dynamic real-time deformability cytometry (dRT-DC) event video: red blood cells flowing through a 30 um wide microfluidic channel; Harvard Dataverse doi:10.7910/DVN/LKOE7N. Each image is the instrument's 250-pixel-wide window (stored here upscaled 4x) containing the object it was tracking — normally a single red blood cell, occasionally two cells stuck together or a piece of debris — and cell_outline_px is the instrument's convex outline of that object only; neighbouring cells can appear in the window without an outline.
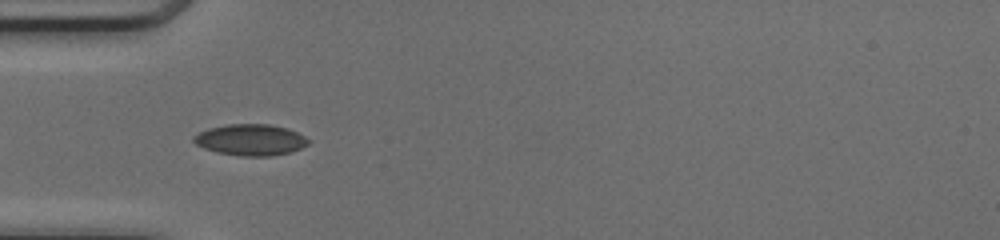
{"species": "common noctule bat (a hibernating species)", "species_latin": "Nyctalus noctula", "temperature_condition": "cold", "stored_images_in_passage": 16, "camera_frame_rate_fps": 3000, "um_per_image_px": 0.085, "animal": {"sex": "female", "body_mass_g": 17.0, "forearm_length_mm": 48.0}, "frame": {"image": 1, "passage_image": 3, "time_ms": 0.667, "image_size_px": [1000, 240], "cell_outline_px": [[312, 140], [308, 144], [292, 152], [272, 156], [240, 156], [216, 152], [204, 148], [196, 144], [192, 140], [192, 136], [208, 128], [228, 124], [268, 124], [288, 128]], "centroid_in_image_um": [21.3, 11.89], "position_along_channel_um": 63.7, "area_um2": 21.04}}
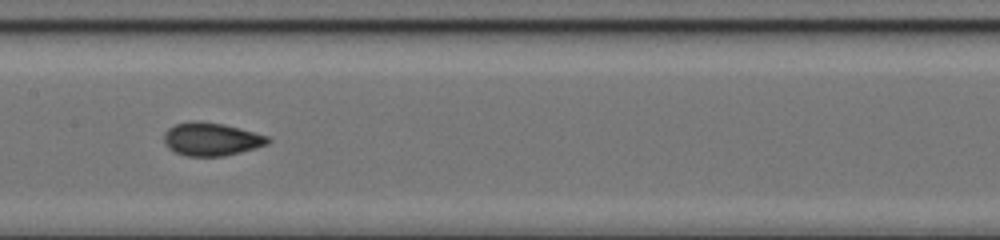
{"frame": {"image": 2, "passage_image": 12, "time_ms": 3.667, "image_size_px": [1000, 240], "cell_outline_px": [[272, 140], [268, 144], [256, 148], [224, 156], [188, 156], [176, 152], [168, 148], [164, 144], [164, 132], [168, 128], [176, 124], [188, 120], [200, 120], [224, 124], [268, 136]], "centroid_in_image_um": [17.95, 11.81], "position_along_channel_um": 189.5, "area_um2": 20.23}}